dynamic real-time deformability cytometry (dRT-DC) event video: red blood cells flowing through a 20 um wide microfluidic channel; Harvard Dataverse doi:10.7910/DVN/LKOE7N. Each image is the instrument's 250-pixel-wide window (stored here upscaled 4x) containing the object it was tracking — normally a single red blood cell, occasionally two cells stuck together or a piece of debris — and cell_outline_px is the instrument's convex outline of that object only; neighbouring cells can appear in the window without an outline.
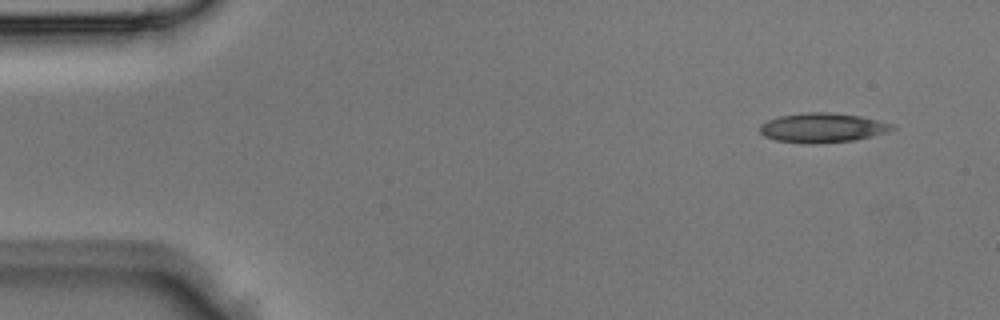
{"species": "Egyptian fruit bat (a non-hibernating species)", "species_latin": "Rousettus aegyptiacus", "temperature_condition": "room temperature", "stored_images_in_passage": 3, "camera_frame_rate_fps": 3000, "um_per_image_px": 0.085, "animal": {"sex": "male"}, "frame": {"image": 1, "passage_image": 1, "time_ms": 0.0, "image_size_px": [1000, 320], "cell_outline_px": [[896, 128], [888, 132], [872, 136], [852, 140], [776, 140], [764, 136], [760, 132], [760, 124], [768, 120], [780, 116], [808, 112], [832, 112], [860, 116], [892, 124]], "centroid_in_image_um": [69.94, 10.79], "position_along_channel_um": 15.1, "area_um2": 21.44}}